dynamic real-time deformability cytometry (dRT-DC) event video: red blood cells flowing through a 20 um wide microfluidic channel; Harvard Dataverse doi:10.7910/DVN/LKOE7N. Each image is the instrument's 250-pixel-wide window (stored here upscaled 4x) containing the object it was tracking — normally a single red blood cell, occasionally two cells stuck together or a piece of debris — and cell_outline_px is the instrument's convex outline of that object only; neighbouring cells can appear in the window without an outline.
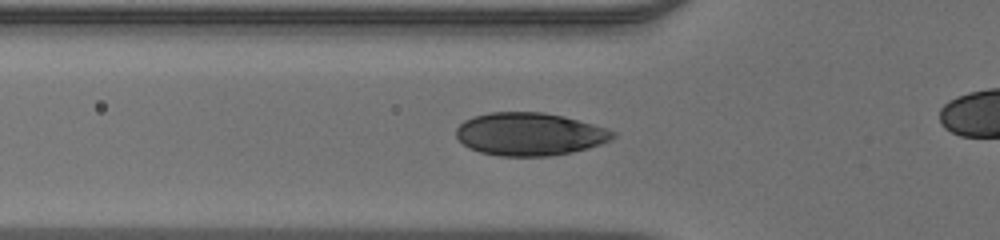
{"species": "human", "species_latin": "Homo sapiens", "temperature_condition": "warm", "stored_images_in_passage": 27, "camera_frame_rate_fps": 3000, "um_per_image_px": 0.085, "donor": {"sex": "male"}, "frame": {"image": 1, "passage_image": 3, "time_ms": 0.667, "image_size_px": [1000, 240], "cell_outline_px": [[616, 136], [600, 144], [588, 148], [572, 152], [552, 156], [500, 156], [480, 152], [468, 148], [456, 136], [456, 128], [464, 120], [472, 116], [488, 112], [544, 112], [564, 116], [592, 124], [616, 132]], "centroid_in_image_um": [44.98, 11.4], "position_along_channel_um": 80.8, "area_um2": 39.19}}
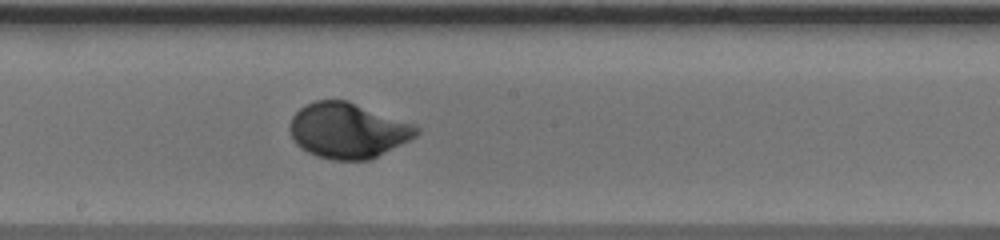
{"frame": {"image": 2, "passage_image": 13, "time_ms": 4.0, "image_size_px": [1000, 240], "cell_outline_px": [[420, 132], [416, 136], [368, 160], [332, 160], [316, 156], [308, 152], [296, 144], [288, 128], [288, 124], [292, 116], [304, 104], [316, 100], [348, 100], [416, 124], [420, 128]], "centroid_in_image_um": [29.55, 11.07], "position_along_channel_um": 218.7, "area_um2": 41.04}}
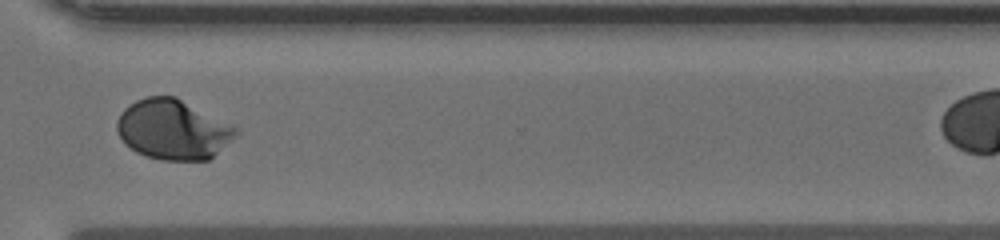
{"frame": {"image": 3, "passage_image": 23, "time_ms": 7.333, "image_size_px": [1000, 240], "cell_outline_px": [[240, 132], [232, 140], [208, 160], [160, 160], [136, 152], [124, 144], [116, 128], [116, 120], [120, 112], [128, 104], [136, 100], [148, 96], [176, 96], [232, 124]], "centroid_in_image_um": [14.69, 11.0], "position_along_channel_um": 355.9, "area_um2": 41.79}}